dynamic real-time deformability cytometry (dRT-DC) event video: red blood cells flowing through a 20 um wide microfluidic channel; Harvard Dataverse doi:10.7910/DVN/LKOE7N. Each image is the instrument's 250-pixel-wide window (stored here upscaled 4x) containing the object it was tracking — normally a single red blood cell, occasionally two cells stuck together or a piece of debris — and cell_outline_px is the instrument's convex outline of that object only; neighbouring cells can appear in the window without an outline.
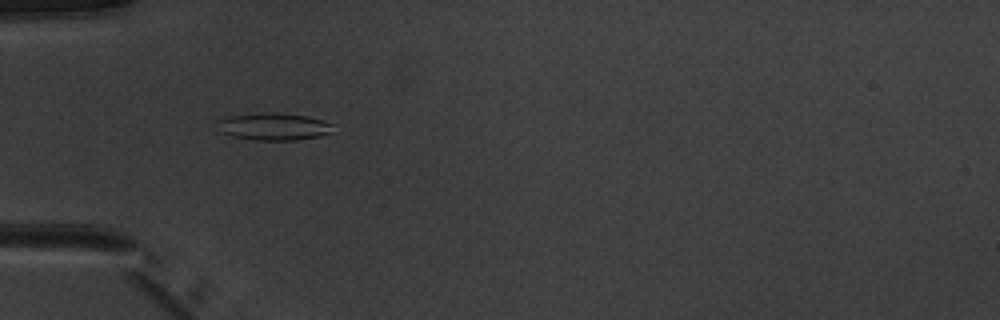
{"species": "common noctule bat (a hibernating species)", "species_latin": "Nyctalus noctula", "temperature_condition": "warm", "stored_images_in_passage": 51, "camera_frame_rate_fps": 3000, "um_per_image_px": 0.085, "animal": {"sex": "male", "body_mass_g": 20.1, "forearm_length_mm": 53.5}, "frame": {"image": 1, "passage_image": 17, "time_ms": 5.333, "image_size_px": [1000, 320], "cell_outline_px": [[336, 124], [332, 132], [320, 136], [296, 140], [256, 140], [232, 136], [220, 132], [216, 120], [228, 116], [272, 112], [276, 112], [308, 116]], "centroid_in_image_um": [23.3, 10.75], "position_along_channel_um": 61.7, "area_um2": 18.55}}
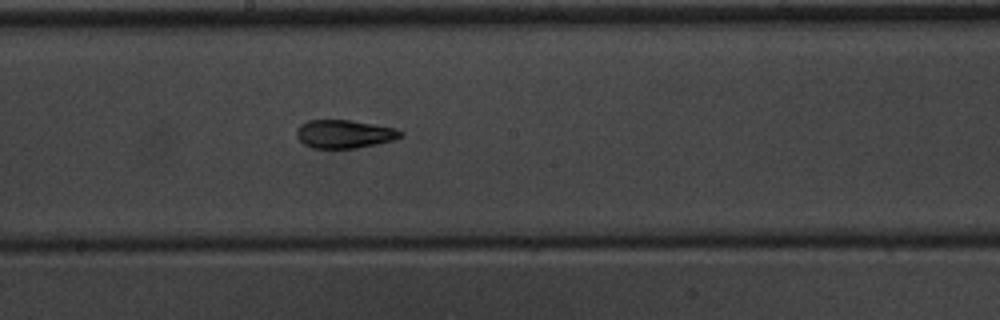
{"frame": {"image": 2, "passage_image": 29, "time_ms": 9.333, "image_size_px": [1000, 320], "cell_outline_px": [[404, 136], [392, 140], [376, 144], [356, 148], [312, 148], [304, 144], [296, 136], [296, 128], [300, 124], [308, 120], [348, 120], [396, 128], [404, 132]], "centroid_in_image_um": [29.26, 11.39], "position_along_channel_um": 218.9, "area_um2": 17.17}}
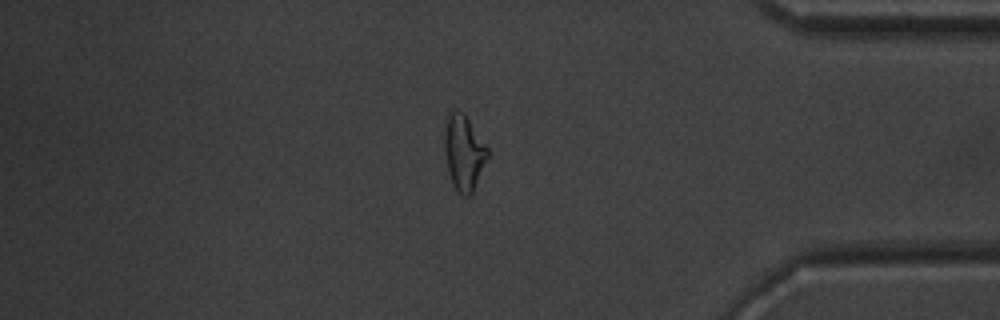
{"frame": {"image": 3, "passage_image": 44, "time_ms": 14.333, "image_size_px": [1000, 320], "cell_outline_px": [[488, 156], [472, 192], [468, 196], [464, 196], [452, 184], [448, 172], [444, 148], [444, 132], [448, 116], [452, 112], [464, 112], [488, 148]], "centroid_in_image_um": [39.42, 12.96], "position_along_channel_um": 395.8, "area_um2": 18.5}, "authors_computed_cell_mechanics": {"area_um2": 18.496, "velocity_mm_per_s": 4.0206, "shape_relaxation_time_tau1_ms": 7.2778, "shape_relaxation_time_tau2_ms": 2.2576, "deformation_change_tau1": 0.2147, "deformation_change_tau2": 0.0866}}